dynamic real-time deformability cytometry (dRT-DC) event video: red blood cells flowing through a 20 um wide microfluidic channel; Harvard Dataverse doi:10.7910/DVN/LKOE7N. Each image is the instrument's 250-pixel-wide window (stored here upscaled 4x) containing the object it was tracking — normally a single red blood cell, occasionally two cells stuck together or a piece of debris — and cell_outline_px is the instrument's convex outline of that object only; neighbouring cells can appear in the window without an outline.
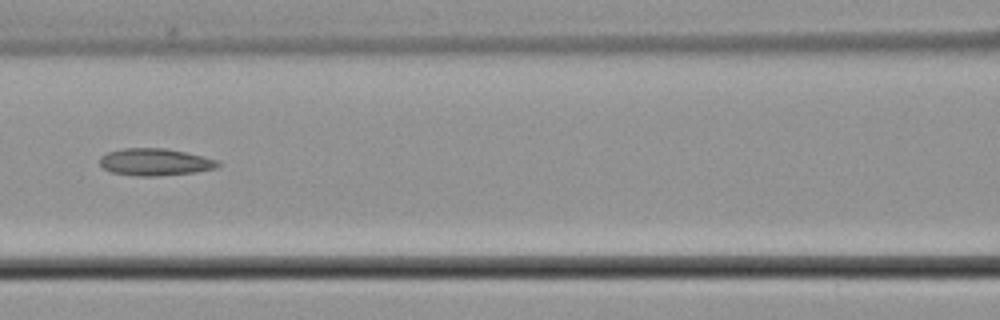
{"species": "common noctule bat (a hibernating species)", "species_latin": "Nyctalus noctula", "temperature_condition": "cold", "stored_images_in_passage": 5, "camera_frame_rate_fps": 3000, "um_per_image_px": 0.085, "animal": {"sex": "male", "body_mass_g": 21.5, "forearm_length_mm": 52.0}, "frame": {"image": 1, "passage_image": 5, "time_ms": 5.667, "image_size_px": [1000, 320], "cell_outline_px": [[220, 164], [216, 168], [196, 172], [156, 176], [136, 176], [112, 172], [104, 168], [100, 164], [100, 156], [108, 152], [124, 148], [164, 148], [204, 156], [216, 160]], "centroid_in_image_um": [13.17, 13.77], "position_along_channel_um": 153.4, "area_um2": 18.55}}